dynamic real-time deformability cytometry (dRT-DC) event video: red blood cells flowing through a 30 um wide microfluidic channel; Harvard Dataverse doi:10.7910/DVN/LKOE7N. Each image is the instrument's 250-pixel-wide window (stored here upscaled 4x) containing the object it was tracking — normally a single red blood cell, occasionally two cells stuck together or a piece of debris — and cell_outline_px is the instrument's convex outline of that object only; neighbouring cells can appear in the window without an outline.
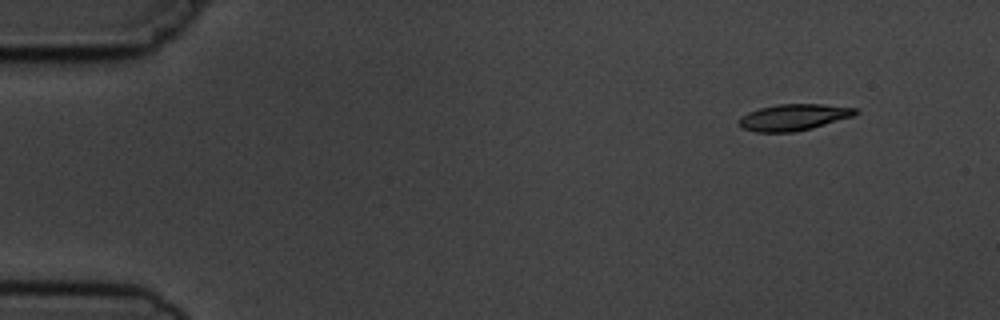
{"species": "common noctule bat (a hibernating species)", "species_latin": "Nyctalus noctula", "temperature_condition": "cold", "stored_images_in_passage": 4, "camera_frame_rate_fps": 3000, "um_per_image_px": 0.085, "animal": {"sex": "male", "body_mass_g": 19.5, "forearm_length_mm": 54.6}, "frame": {"image": 1, "passage_image": 1, "time_ms": 0.0, "image_size_px": [1000, 320], "cell_outline_px": [[860, 112], [852, 116], [812, 128], [796, 132], [756, 132], [744, 128], [740, 124], [740, 116], [748, 112], [760, 108], [776, 104], [824, 104], [856, 108]], "centroid_in_image_um": [67.47, 9.96], "position_along_channel_um": 17.5, "area_um2": 17.8}}
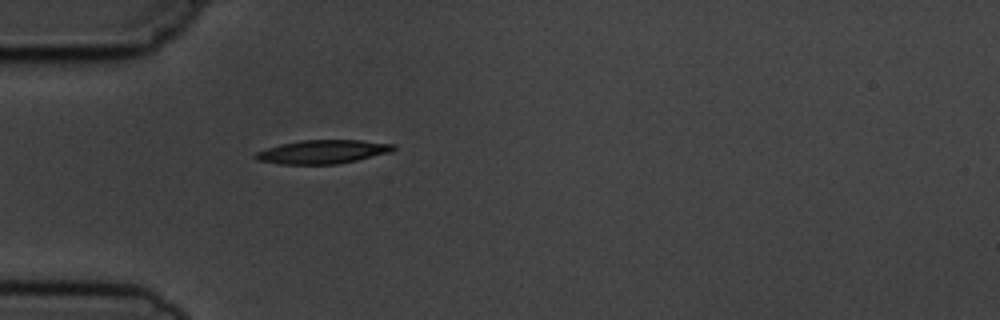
{"frame": {"image": 2, "passage_image": 4, "time_ms": 3.667, "image_size_px": [1000, 320], "cell_outline_px": [[396, 148], [392, 152], [356, 160], [336, 164], [280, 164], [256, 160], [252, 156], [256, 152], [280, 144], [300, 140], [360, 140], [396, 144]], "centroid_in_image_um": [27.43, 12.9], "position_along_channel_um": 57.6, "area_um2": 19.07}}